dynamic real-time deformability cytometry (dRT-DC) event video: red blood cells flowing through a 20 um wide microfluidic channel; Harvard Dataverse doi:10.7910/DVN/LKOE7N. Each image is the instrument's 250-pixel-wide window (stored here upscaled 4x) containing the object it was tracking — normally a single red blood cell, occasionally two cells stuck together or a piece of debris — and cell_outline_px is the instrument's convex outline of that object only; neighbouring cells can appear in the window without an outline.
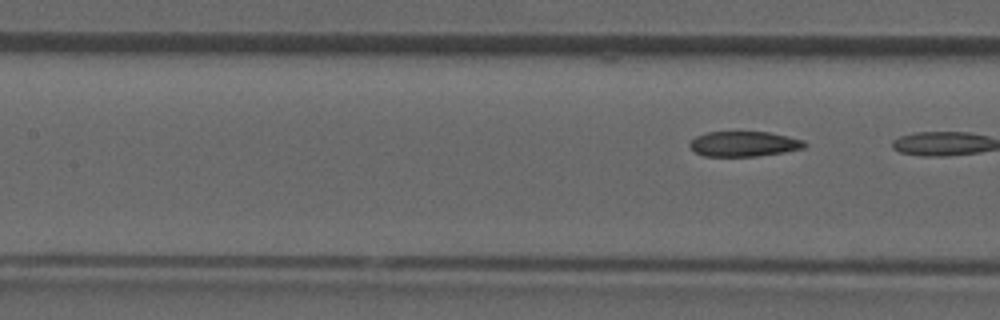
{"species": "common noctule bat (a hibernating species)", "species_latin": "Nyctalus noctula", "temperature_condition": "room temperature", "stored_images_in_passage": 6, "segment_of_instrument_passage": [2, 2], "camera_frame_rate_fps": 3000, "um_per_image_px": 0.085, "animal": {"sex": "male", "forearm_length_mm": 52.5}, "frame": {"image": 1, "passage_image": 6, "time_ms": 1.667, "image_size_px": [1000, 320], "cell_outline_px": [[808, 144], [804, 148], [784, 152], [756, 156], [704, 156], [696, 152], [688, 144], [696, 136], [708, 132], [768, 132], [788, 136], [804, 140]], "centroid_in_image_um": [63.26, 12.23], "position_along_channel_um": 144.1, "area_um2": 16.76}}